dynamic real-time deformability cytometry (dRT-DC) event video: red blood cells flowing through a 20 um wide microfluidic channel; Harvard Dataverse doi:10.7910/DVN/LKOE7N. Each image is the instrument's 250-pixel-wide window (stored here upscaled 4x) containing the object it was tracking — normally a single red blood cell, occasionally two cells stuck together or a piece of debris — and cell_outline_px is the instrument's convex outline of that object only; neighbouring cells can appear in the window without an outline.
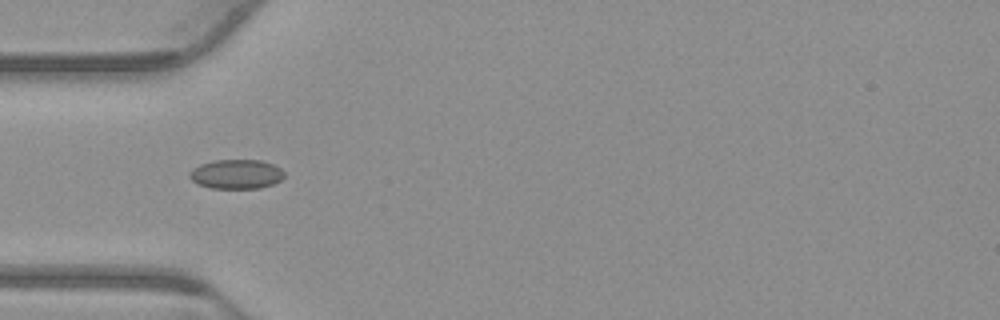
{"species": "common noctule bat (a hibernating species)", "species_latin": "Nyctalus noctula", "temperature_condition": "warm", "stored_images_in_passage": 38, "camera_frame_rate_fps": 3000, "um_per_image_px": 0.085, "animal": {"sex": "male", "body_mass_g": 23.1, "forearm_length_mm": 52.7}, "frame": {"image": 1, "passage_image": 1, "time_ms": 0.0, "image_size_px": [1000, 320], "cell_outline_px": [[284, 176], [280, 180], [272, 184], [260, 188], [212, 188], [196, 184], [188, 176], [188, 172], [192, 168], [200, 164], [216, 160], [260, 160], [272, 164], [280, 168], [284, 172]], "centroid_in_image_um": [20.05, 14.8], "position_along_channel_um": 65.0, "area_um2": 16.24}}
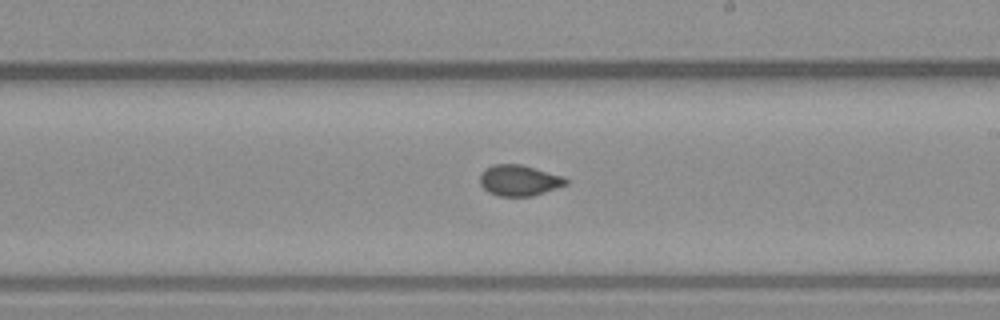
{"frame": {"image": 2, "passage_image": 15, "time_ms": 4.667, "image_size_px": [1000, 320], "cell_outline_px": [[568, 184], [532, 196], [496, 196], [488, 192], [480, 184], [480, 172], [484, 168], [492, 164], [520, 164], [536, 168], [564, 176], [568, 180]], "centroid_in_image_um": [44.11, 15.32], "position_along_channel_um": 244.9, "area_um2": 15.66}}
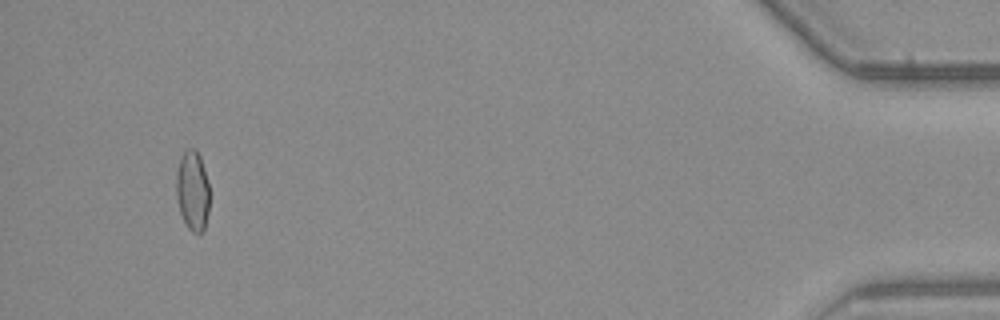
{"frame": {"image": 3, "passage_image": 35, "time_ms": 11.333, "image_size_px": [1000, 320], "cell_outline_px": [[208, 212], [204, 232], [192, 232], [188, 228], [180, 212], [176, 196], [176, 172], [180, 156], [188, 148], [196, 148], [200, 156], [208, 180]], "centroid_in_image_um": [16.36, 16.18], "position_along_channel_um": 418.8, "area_um2": 15.61}, "authors_computed_cell_mechanics": {"area_um2": 15.606, "velocity_mm_per_s": 3.8402, "shape_relaxation_time_tau1_ms": null, "shape_relaxation_time_tau2_ms": 1.0665, "deformation_change_tau1": null, "deformation_change_tau2": 0.0535}}